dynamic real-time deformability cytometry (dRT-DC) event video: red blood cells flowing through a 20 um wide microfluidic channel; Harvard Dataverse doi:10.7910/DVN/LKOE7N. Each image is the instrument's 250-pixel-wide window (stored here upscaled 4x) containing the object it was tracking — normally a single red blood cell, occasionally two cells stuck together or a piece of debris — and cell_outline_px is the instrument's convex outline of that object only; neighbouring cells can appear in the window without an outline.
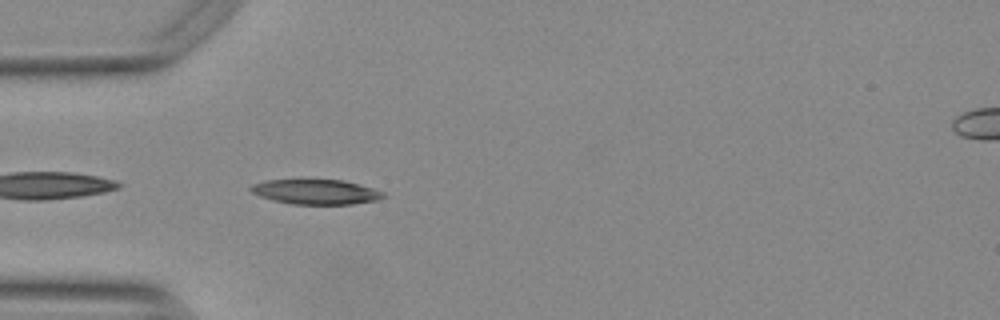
{"species": "Egyptian fruit bat (a non-hibernating species)", "species_latin": "Rousettus aegyptiacus", "temperature_condition": "warm", "stored_images_in_passage": 40, "camera_frame_rate_fps": 3000, "um_per_image_px": 0.085, "animal": {"sex": "female"}, "frame": {"image": 1, "passage_image": 2, "time_ms": 0.333, "image_size_px": [1000, 320], "cell_outline_px": [[388, 196], [380, 200], [352, 204], [292, 204], [272, 200], [260, 196], [252, 192], [248, 188], [252, 184], [264, 180], [344, 180], [372, 188], [384, 192]], "centroid_in_image_um": [26.87, 16.31], "position_along_channel_um": 58.1, "area_um2": 19.31}}
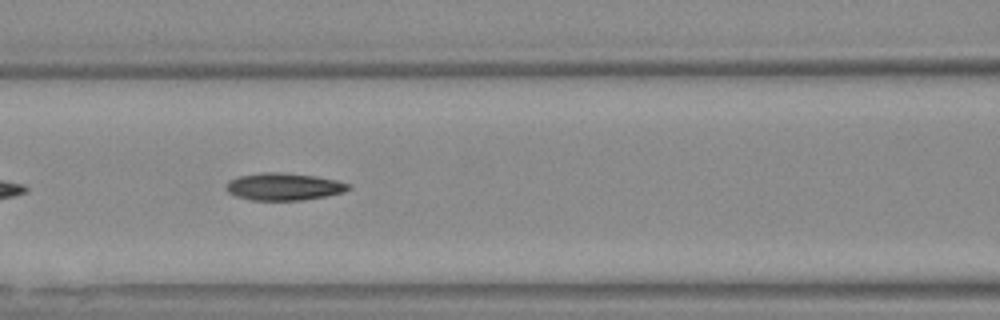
{"frame": {"image": 2, "passage_image": 9, "time_ms": 2.667, "image_size_px": [1000, 320], "cell_outline_px": [[352, 188], [344, 192], [304, 200], [252, 200], [236, 196], [228, 192], [224, 188], [224, 184], [228, 180], [240, 176], [264, 172], [284, 172], [312, 176], [336, 180], [348, 184]], "centroid_in_image_um": [24.07, 15.86], "position_along_channel_um": 142.5, "area_um2": 19.42}}
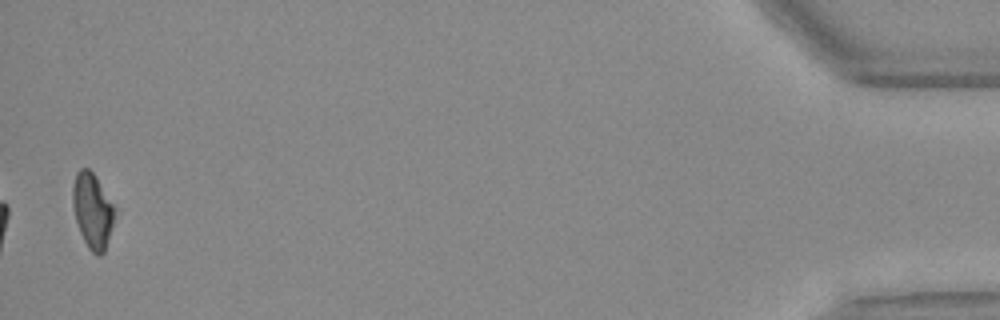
{"frame": {"image": 3, "passage_image": 39, "time_ms": 12.667, "image_size_px": [1000, 320], "cell_outline_px": [[116, 208], [112, 228], [104, 252], [100, 256], [96, 256], [88, 248], [80, 232], [76, 220], [72, 204], [72, 188], [76, 172], [80, 168], [88, 168], [96, 176]], "centroid_in_image_um": [7.86, 17.9], "position_along_channel_um": 427.3, "area_um2": 18.5}, "authors_computed_cell_mechanics": {"area_um2": 19.1318, "velocity_mm_per_s": 3.7688, "shape_relaxation_time_tau1_ms": null, "shape_relaxation_time_tau2_ms": 4.5788, "deformation_change_tau1": null, "deformation_change_tau2": 0.1295}}